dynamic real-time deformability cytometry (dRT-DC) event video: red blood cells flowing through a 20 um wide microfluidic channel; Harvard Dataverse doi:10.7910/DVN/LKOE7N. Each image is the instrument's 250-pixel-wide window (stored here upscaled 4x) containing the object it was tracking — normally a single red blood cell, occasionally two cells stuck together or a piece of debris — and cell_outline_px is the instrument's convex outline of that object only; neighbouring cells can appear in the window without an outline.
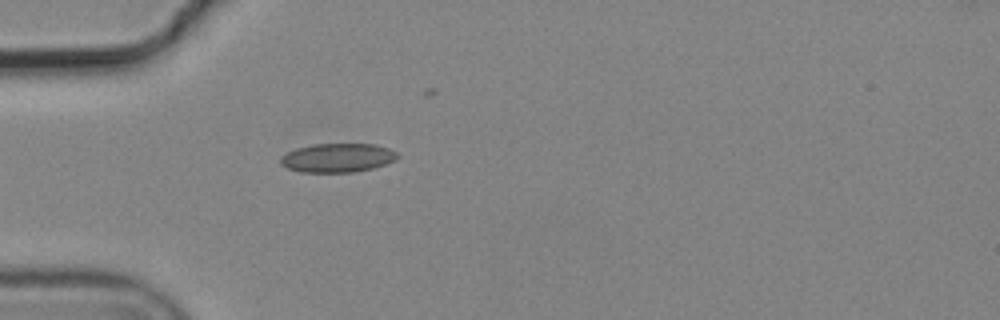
{"species": "common noctule bat (a hibernating species)", "species_latin": "Nyctalus noctula", "temperature_condition": "cold", "stored_images_in_passage": 5, "camera_frame_rate_fps": 3000, "um_per_image_px": 0.085, "animal": {"sex": "male", "body_mass_g": 19.2, "forearm_length_mm": 51.8}, "frame": {"image": 1, "passage_image": 5, "time_ms": 1.333, "image_size_px": [1000, 320], "cell_outline_px": [[400, 156], [396, 160], [372, 168], [352, 172], [300, 172], [288, 168], [280, 164], [280, 156], [296, 148], [312, 144], [376, 144], [388, 148], [396, 152]], "centroid_in_image_um": [28.68, 13.41], "position_along_channel_um": 56.3, "area_um2": 19.71}}